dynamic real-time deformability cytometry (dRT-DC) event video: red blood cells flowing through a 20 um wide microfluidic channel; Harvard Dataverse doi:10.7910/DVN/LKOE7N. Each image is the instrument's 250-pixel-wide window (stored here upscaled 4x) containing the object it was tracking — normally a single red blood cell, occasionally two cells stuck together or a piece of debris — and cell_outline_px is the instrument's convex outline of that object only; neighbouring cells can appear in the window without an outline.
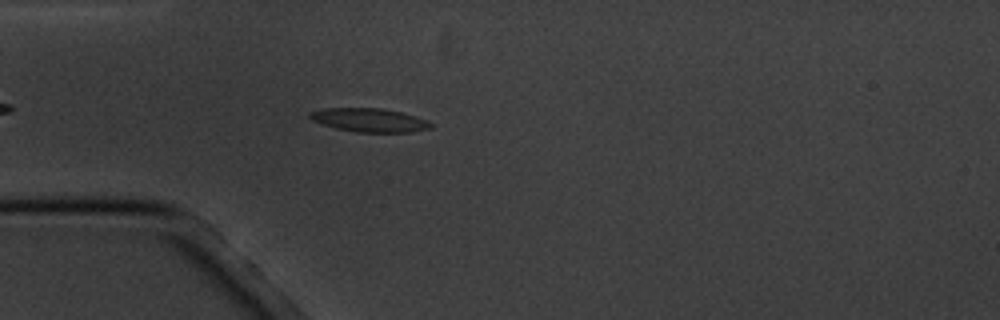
{"species": "common noctule bat (a hibernating species)", "species_latin": "Nyctalus noctula", "temperature_condition": "cold", "stored_images_in_passage": 4, "camera_frame_rate_fps": 3000, "um_per_image_px": 0.085, "animal": {"sex": "male", "body_mass_g": 20.1, "forearm_length_mm": 53.5}, "frame": {"image": 1, "passage_image": 4, "time_ms": 4.333, "image_size_px": [1000, 320], "cell_outline_px": [[432, 128], [412, 132], [356, 132], [336, 128], [312, 120], [308, 116], [308, 112], [324, 108], [380, 108], [400, 112], [416, 116], [428, 120], [432, 124]], "centroid_in_image_um": [31.41, 10.2], "position_along_channel_um": 53.6, "area_um2": 16.65}}